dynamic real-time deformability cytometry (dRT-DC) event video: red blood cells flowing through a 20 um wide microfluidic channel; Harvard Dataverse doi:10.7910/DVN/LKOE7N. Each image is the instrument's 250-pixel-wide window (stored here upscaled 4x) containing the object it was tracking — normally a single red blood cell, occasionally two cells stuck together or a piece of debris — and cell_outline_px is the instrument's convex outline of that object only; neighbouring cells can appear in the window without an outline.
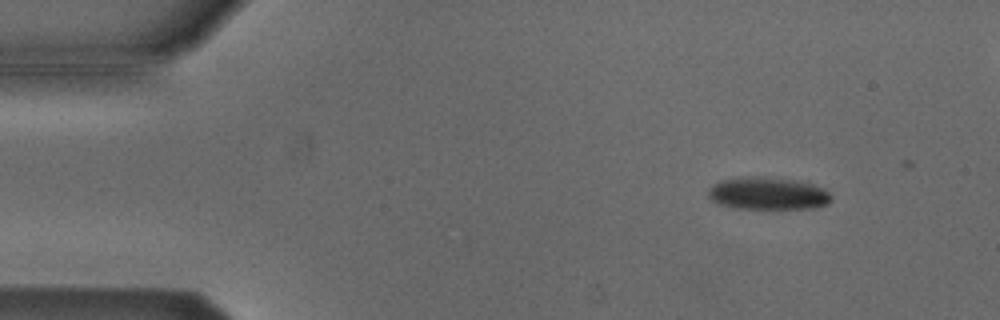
{"species": "Egyptian fruit bat (a non-hibernating species)", "species_latin": "Rousettus aegyptiacus", "temperature_condition": "cold", "stored_images_in_passage": 11, "camera_frame_rate_fps": 3000, "um_per_image_px": 0.085, "animal": {"sex": "male"}, "frame": {"image": 1, "passage_image": 2, "time_ms": 0.333, "image_size_px": [1000, 320], "cell_outline_px": [[832, 200], [828, 204], [812, 208], [732, 208], [716, 204], [708, 196], [708, 188], [712, 184], [724, 180], [740, 176], [760, 176], [788, 180], [812, 184], [824, 188], [832, 196]], "centroid_in_image_um": [65.22, 16.45], "position_along_channel_um": 19.8, "area_um2": 23.29}}